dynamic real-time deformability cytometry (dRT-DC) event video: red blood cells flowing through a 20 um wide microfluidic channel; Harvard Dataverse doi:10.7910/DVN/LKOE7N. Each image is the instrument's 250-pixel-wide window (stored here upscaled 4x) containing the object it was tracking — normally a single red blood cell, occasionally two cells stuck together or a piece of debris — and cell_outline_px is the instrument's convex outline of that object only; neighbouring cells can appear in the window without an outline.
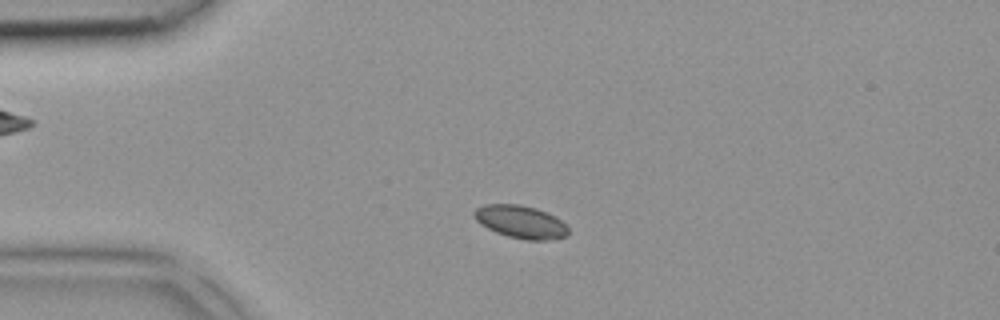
{"species": "common noctule bat (a hibernating species)", "species_latin": "Nyctalus noctula", "temperature_condition": "room temperature", "stored_images_in_passage": 4, "camera_frame_rate_fps": 3000, "um_per_image_px": 0.085, "animal": {"sex": "female", "body_mass_g": 18.4}, "frame": {"image": 1, "passage_image": 2, "time_ms": 0.333, "image_size_px": [1000, 320], "cell_outline_px": [[568, 236], [548, 240], [528, 240], [508, 236], [496, 232], [480, 224], [472, 216], [472, 212], [476, 208], [484, 204], [520, 204], [536, 208], [548, 212], [556, 216], [568, 228]], "centroid_in_image_um": [44.24, 18.84], "position_along_channel_um": 40.8, "area_um2": 18.15}}